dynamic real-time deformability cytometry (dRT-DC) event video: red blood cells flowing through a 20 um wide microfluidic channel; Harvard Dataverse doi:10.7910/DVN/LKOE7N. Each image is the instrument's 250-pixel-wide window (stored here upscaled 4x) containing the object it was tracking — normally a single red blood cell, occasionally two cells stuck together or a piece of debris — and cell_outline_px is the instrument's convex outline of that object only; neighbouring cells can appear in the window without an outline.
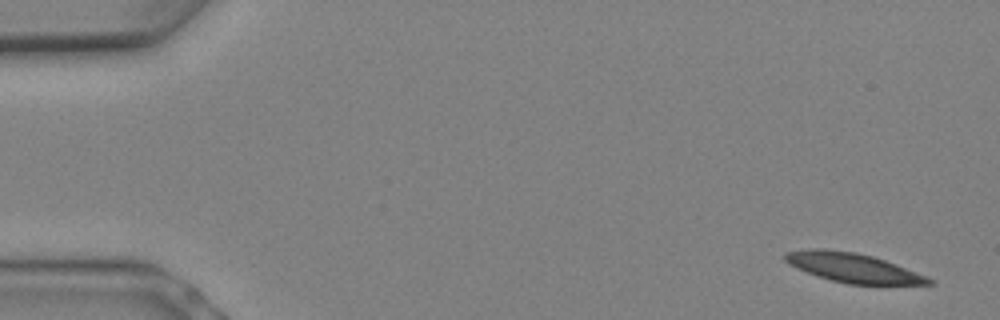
{"species": "Egyptian fruit bat (a non-hibernating species)", "species_latin": "Rousettus aegyptiacus", "temperature_condition": "warm", "stored_images_in_passage": 8, "camera_frame_rate_fps": 3000, "um_per_image_px": 0.085, "animal": {"sex": "female"}, "frame": {"image": 1, "passage_image": 1, "time_ms": 0.0, "image_size_px": [1000, 320], "cell_outline_px": [[936, 284], [848, 284], [816, 276], [796, 268], [788, 264], [784, 260], [784, 252], [808, 248], [820, 248], [856, 252], [872, 256], [884, 260], [936, 280]], "centroid_in_image_um": [72.44, 22.75], "position_along_channel_um": 12.6, "area_um2": 24.51}}
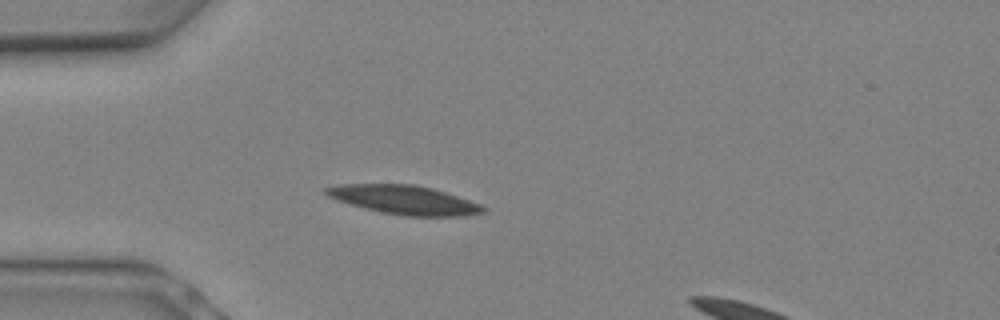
{"frame": {"image": 2, "passage_image": 6, "time_ms": 1.667, "image_size_px": [1000, 320], "cell_outline_px": [[488, 208], [484, 212], [464, 216], [404, 216], [364, 208], [328, 196], [324, 192], [324, 188], [340, 184], [416, 184], [432, 188], [480, 204]], "centroid_in_image_um": [34.38, 16.98], "position_along_channel_um": 50.6, "area_um2": 26.13}}
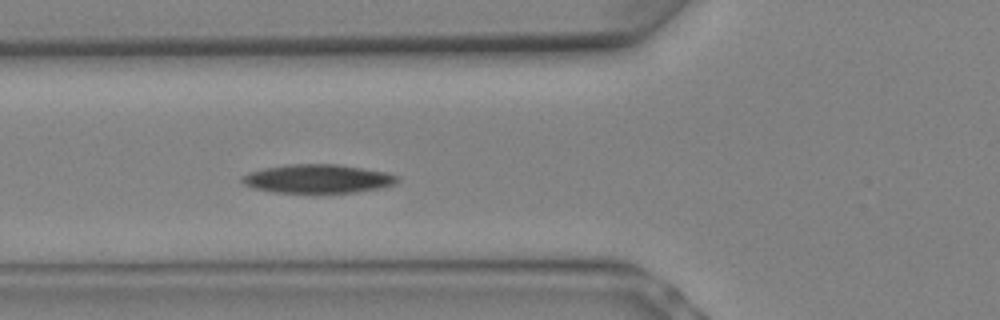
{"frame": {"image": 3, "passage_image": 8, "time_ms": 2.333, "image_size_px": [1000, 320], "cell_outline_px": [[400, 180], [396, 184], [376, 188], [352, 192], [272, 192], [256, 188], [244, 184], [240, 180], [240, 176], [248, 172], [264, 168], [288, 164], [336, 164], [384, 172], [396, 176]], "centroid_in_image_um": [26.94, 15.18], "position_along_channel_um": 98.9, "area_um2": 25.55}}